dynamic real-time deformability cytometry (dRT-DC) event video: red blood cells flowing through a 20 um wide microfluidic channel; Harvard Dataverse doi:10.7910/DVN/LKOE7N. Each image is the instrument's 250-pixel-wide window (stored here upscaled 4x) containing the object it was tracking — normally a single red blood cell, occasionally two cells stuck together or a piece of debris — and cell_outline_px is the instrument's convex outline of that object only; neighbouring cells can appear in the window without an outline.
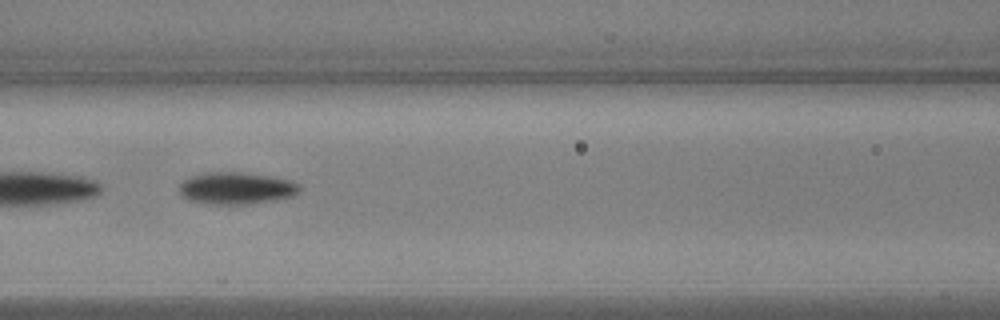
{"species": "common noctule bat (a hibernating species)", "species_latin": "Nyctalus noctula", "temperature_condition": "warm", "stored_images_in_passage": 37, "camera_frame_rate_fps": 3000, "um_per_image_px": 0.085, "animal": {"sex": "male", "body_mass_g": 17.9, "forearm_length_mm": 54.2}, "frame": {"image": 1, "passage_image": 11, "time_ms": 3.333, "image_size_px": [1000, 320], "cell_outline_px": [[300, 192], [292, 196], [272, 200], [244, 204], [212, 204], [188, 200], [180, 192], [180, 184], [184, 180], [192, 176], [204, 172], [236, 172], [272, 176], [292, 180], [300, 184]], "centroid_in_image_um": [20.11, 15.99], "position_along_channel_um": 146.5, "area_um2": 22.31}}
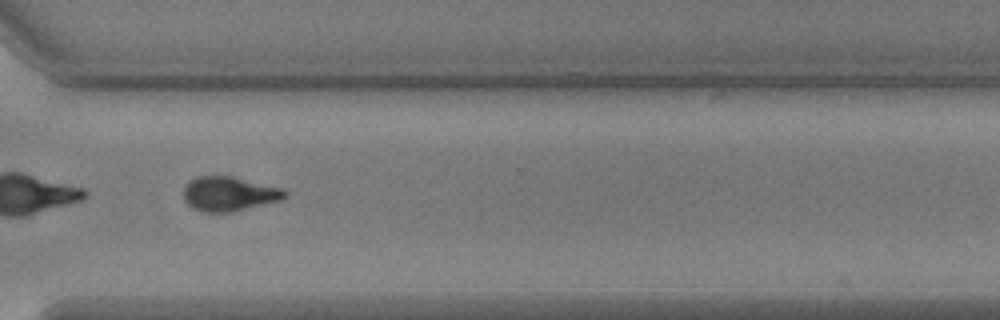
{"frame": {"image": 2, "passage_image": 27, "time_ms": 8.667, "image_size_px": [1000, 320], "cell_outline_px": [[288, 196], [284, 200], [232, 212], [200, 212], [192, 208], [184, 200], [184, 188], [196, 176], [232, 176], [284, 188], [288, 192]], "centroid_in_image_um": [19.54, 16.49], "position_along_channel_um": 351.1, "area_um2": 20.63}, "authors_computed_cell_mechanics": {"area_um2": 21.7328, "velocity_mm_per_s": 3.8445, "shape_relaxation_time_tau1_ms": 3.0898, "shape_relaxation_time_tau2_ms": 8.8849, "deformation_change_tau1": 0.148, "deformation_change_tau2": 0.1388}}